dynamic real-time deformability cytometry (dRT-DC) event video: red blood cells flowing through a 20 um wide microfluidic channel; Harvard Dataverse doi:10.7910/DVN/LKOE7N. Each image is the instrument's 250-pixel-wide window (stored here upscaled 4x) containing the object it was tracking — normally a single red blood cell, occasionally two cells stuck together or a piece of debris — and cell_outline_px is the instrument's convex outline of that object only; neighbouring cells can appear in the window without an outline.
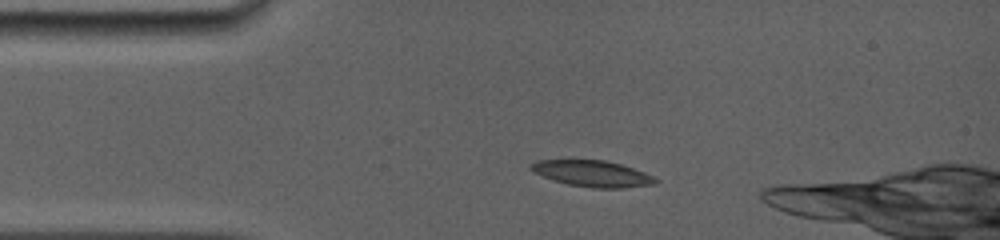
{"species": "common noctule bat (a hibernating species)", "species_latin": "Nyctalus noctula", "temperature_condition": "room temperature", "stored_images_in_passage": 6, "camera_frame_rate_fps": 5000, "um_per_image_px": 0.085, "animal": {"sex": "female", "body_mass_g": 19.0, "forearm_length_mm": 56.7}, "frame": {"image": 1, "passage_image": 1, "time_ms": 0.0, "image_size_px": [1000, 240], "cell_outline_px": [[660, 180], [656, 184], [624, 188], [592, 188], [568, 184], [552, 180], [532, 172], [528, 168], [528, 164], [536, 160], [564, 156], [604, 160], [620, 164], [644, 172]], "centroid_in_image_um": [50.21, 14.7], "position_along_channel_um": 34.8, "area_um2": 20.17}}
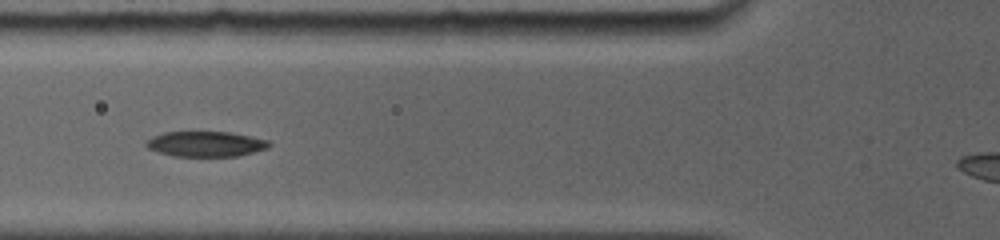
{"frame": {"image": 2, "passage_image": 4, "time_ms": 2.6, "image_size_px": [1000, 240], "cell_outline_px": [[272, 144], [268, 148], [236, 156], [172, 156], [148, 148], [144, 144], [152, 136], [164, 132], [228, 132], [252, 136], [268, 140]], "centroid_in_image_um": [17.49, 12.23], "position_along_channel_um": 108.3, "area_um2": 18.03}}
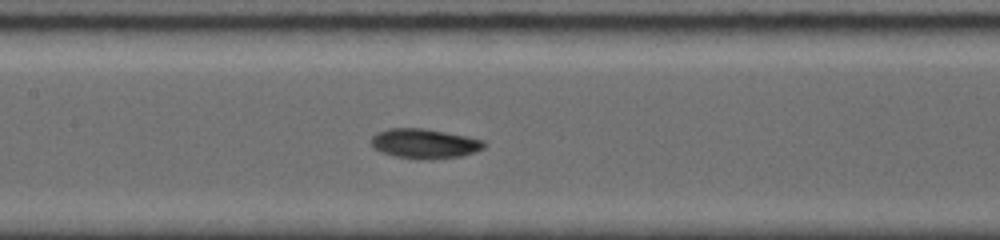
{"frame": {"image": 3, "passage_image": 6, "time_ms": 4.2, "image_size_px": [1000, 240], "cell_outline_px": [[488, 144], [484, 148], [476, 152], [460, 156], [420, 160], [396, 156], [380, 152], [372, 144], [372, 136], [376, 132], [388, 128], [424, 128], [468, 136], [484, 140]], "centroid_in_image_um": [36.12, 12.2], "position_along_channel_um": 171.3, "area_um2": 19.65}}